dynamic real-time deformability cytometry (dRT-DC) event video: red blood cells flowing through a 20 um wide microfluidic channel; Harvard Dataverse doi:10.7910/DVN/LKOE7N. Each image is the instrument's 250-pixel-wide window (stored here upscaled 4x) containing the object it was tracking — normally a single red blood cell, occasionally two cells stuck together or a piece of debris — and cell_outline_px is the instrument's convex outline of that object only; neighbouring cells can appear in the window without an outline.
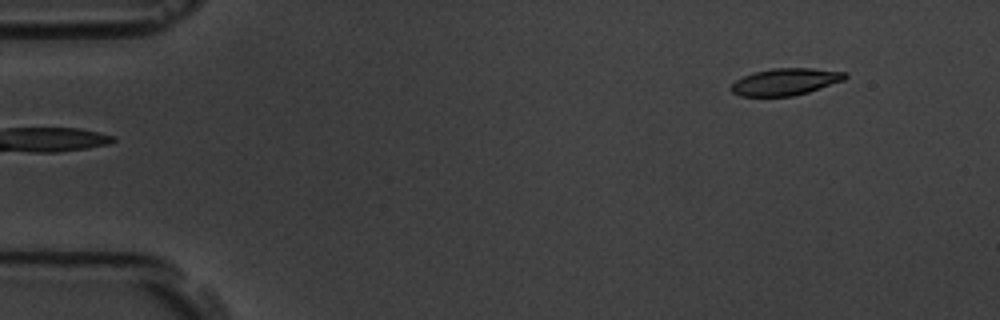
{"species": "common noctule bat (a hibernating species)", "species_latin": "Nyctalus noctula", "temperature_condition": "room temperature", "stored_images_in_passage": 6, "segment_of_instrument_passage": [2, 2], "camera_frame_rate_fps": 3000, "um_per_image_px": 0.085, "animal": {"sex": "male", "body_mass_g": 19.5, "forearm_length_mm": 54.6}, "frame": {"image": 1, "passage_image": 6, "time_ms": 1.667, "image_size_px": [1000, 320], "cell_outline_px": [[848, 76], [844, 80], [808, 92], [792, 96], [740, 96], [732, 92], [728, 88], [736, 80], [752, 72], [772, 68], [812, 68], [848, 72]], "centroid_in_image_um": [66.75, 6.94], "position_along_channel_um": 18.2, "area_um2": 17.98}}